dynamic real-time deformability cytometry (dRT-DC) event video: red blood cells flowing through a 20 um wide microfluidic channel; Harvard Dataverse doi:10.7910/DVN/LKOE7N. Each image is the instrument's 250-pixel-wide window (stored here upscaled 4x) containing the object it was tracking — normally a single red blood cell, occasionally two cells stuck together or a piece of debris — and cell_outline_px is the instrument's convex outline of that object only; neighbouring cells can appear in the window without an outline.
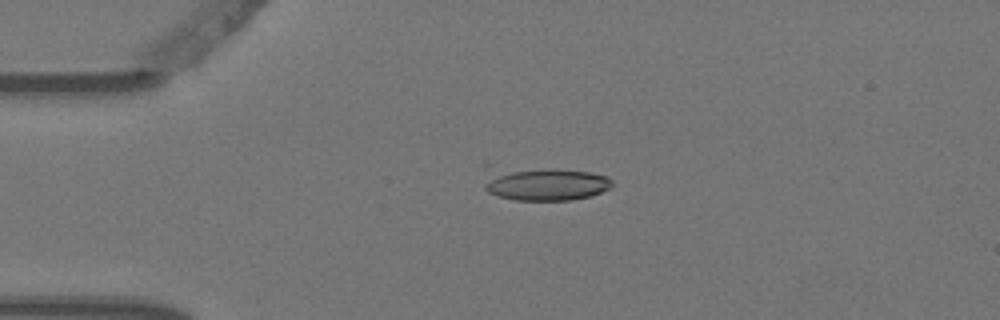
{"species": "Egyptian fruit bat (a non-hibernating species)", "species_latin": "Rousettus aegyptiacus", "temperature_condition": "warm", "stored_images_in_passage": 5, "camera_frame_rate_fps": 3000, "um_per_image_px": 0.085, "animal": {"sex": "female"}, "frame": {"image": 1, "passage_image": 4, "time_ms": 1.0, "image_size_px": [1000, 320], "cell_outline_px": [[612, 188], [592, 196], [572, 200], [516, 200], [496, 196], [488, 192], [484, 188], [484, 184], [492, 172], [552, 168], [556, 168], [588, 172], [608, 176], [612, 180]], "centroid_in_image_um": [46.46, 15.68], "position_along_channel_um": 38.5, "area_um2": 24.16}}